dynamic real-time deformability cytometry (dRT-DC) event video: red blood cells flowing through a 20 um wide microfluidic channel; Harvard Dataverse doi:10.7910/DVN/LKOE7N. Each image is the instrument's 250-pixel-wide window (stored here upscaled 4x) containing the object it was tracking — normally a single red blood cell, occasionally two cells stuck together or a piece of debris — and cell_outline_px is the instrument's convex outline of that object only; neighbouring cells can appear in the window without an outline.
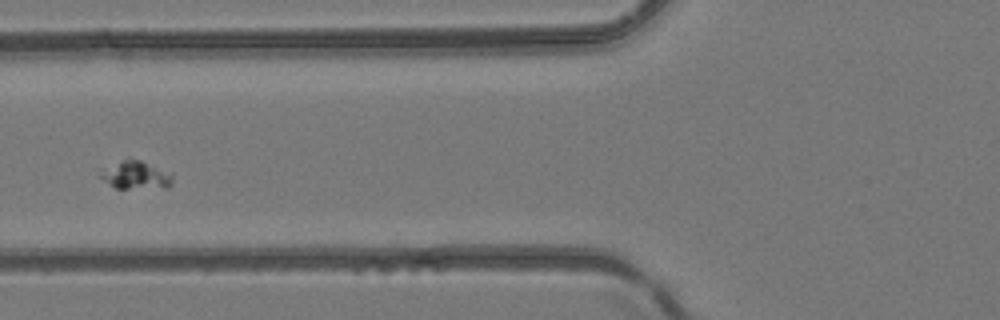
{"species": "common noctule bat (a hibernating species)", "species_latin": "Nyctalus noctula", "temperature_condition": "room temperature", "stored_images_in_passage": 42, "camera_frame_rate_fps": 3000, "um_per_image_px": 0.085, "animal": {"sex": "female", "body_mass_g": 24.6, "forearm_length_mm": 56.2}, "frame": {"image": 1, "passage_image": 13, "time_ms": 4.0, "image_size_px": [1000, 320], "cell_outline_px": [[172, 184], [168, 188], [116, 188], [100, 176], [96, 172], [128, 156], [140, 160], [172, 172]], "centroid_in_image_um": [11.56, 14.86], "position_along_channel_um": 114.2, "area_um2": 12.08}}
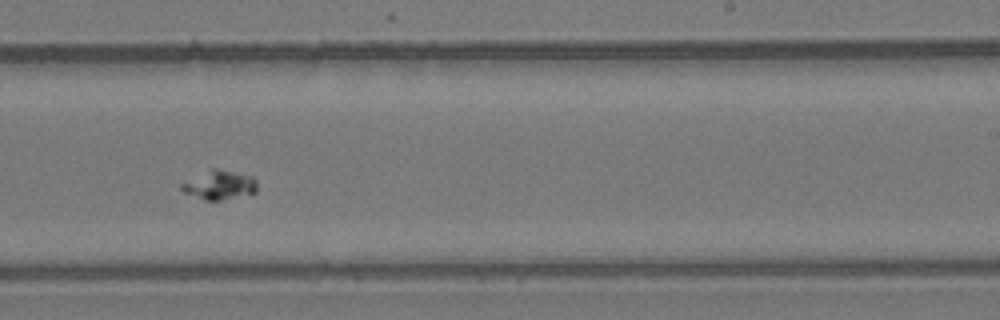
{"frame": {"image": 2, "passage_image": 24, "time_ms": 7.667, "image_size_px": [1000, 320], "cell_outline_px": [[256, 192], [220, 200], [204, 200], [184, 192], [180, 188], [180, 184], [212, 168], [216, 168], [236, 172], [252, 176], [256, 180]], "centroid_in_image_um": [18.65, 15.72], "position_along_channel_um": 270.4, "area_um2": 12.54}}
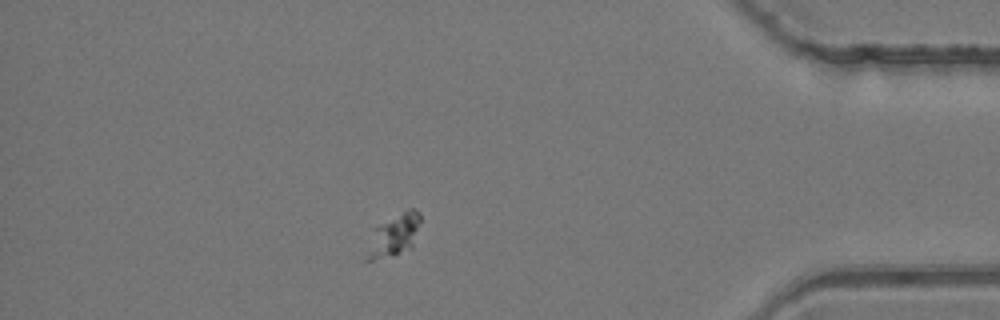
{"frame": {"image": 3, "passage_image": 36, "time_ms": 11.667, "image_size_px": [1000, 320], "cell_outline_px": [[420, 220], [412, 248], [372, 260], [364, 260], [376, 228], [408, 208], [412, 208], [420, 212]], "centroid_in_image_um": [33.54, 19.98], "position_along_channel_um": 401.7, "area_um2": 12.25}}